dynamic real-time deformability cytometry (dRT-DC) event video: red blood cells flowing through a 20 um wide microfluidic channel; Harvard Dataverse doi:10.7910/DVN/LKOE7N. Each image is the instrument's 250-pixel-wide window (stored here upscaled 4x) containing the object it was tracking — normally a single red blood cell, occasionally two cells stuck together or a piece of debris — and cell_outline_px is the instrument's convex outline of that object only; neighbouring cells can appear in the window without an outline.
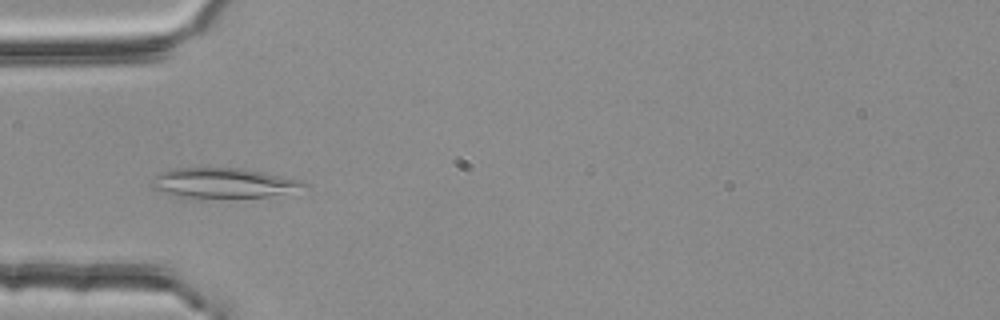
{"species": "common noctule bat (a hibernating species)", "species_latin": "Nyctalus noctula", "temperature_condition": "room temperature", "stored_images_in_passage": 4, "camera_frame_rate_fps": 3000, "um_per_image_px": 0.085, "animal": {"sex": "female", "body_mass_g": 25.1}, "frame": {"image": 1, "passage_image": 3, "time_ms": 0.667, "image_size_px": [1000, 320], "cell_outline_px": [[308, 188], [264, 196], [188, 200], [152, 188], [148, 184], [152, 176], [168, 168], [240, 168], [260, 172], [296, 180], [308, 184]], "centroid_in_image_um": [18.8, 15.58], "position_along_channel_um": 66.2, "area_um2": 26.99}}